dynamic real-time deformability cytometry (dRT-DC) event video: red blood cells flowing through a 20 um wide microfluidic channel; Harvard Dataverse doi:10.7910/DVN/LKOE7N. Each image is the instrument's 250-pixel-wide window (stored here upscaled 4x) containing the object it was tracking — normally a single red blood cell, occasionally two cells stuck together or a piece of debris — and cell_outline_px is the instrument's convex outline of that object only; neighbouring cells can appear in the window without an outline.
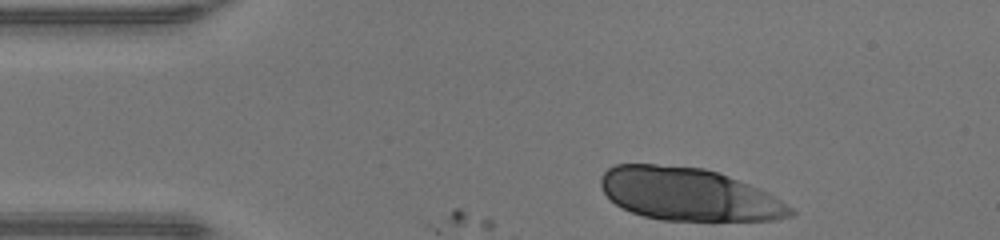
{"species": "human", "species_latin": "Homo sapiens", "temperature_condition": "warm", "stored_images_in_passage": 4, "camera_frame_rate_fps": 3000, "um_per_image_px": 0.085, "donor": {"sex": "male"}, "frame": {"image": 1, "passage_image": 1, "time_ms": 0.0, "image_size_px": [1000, 240], "cell_outline_px": [[796, 212], [792, 216], [776, 220], [660, 220], [644, 216], [632, 212], [616, 204], [604, 192], [600, 184], [600, 176], [608, 168], [616, 164], [656, 164], [704, 168], [728, 176], [768, 192], [792, 208]], "centroid_in_image_um": [58.52, 16.51], "position_along_channel_um": 26.5, "area_um2": 57.92}}